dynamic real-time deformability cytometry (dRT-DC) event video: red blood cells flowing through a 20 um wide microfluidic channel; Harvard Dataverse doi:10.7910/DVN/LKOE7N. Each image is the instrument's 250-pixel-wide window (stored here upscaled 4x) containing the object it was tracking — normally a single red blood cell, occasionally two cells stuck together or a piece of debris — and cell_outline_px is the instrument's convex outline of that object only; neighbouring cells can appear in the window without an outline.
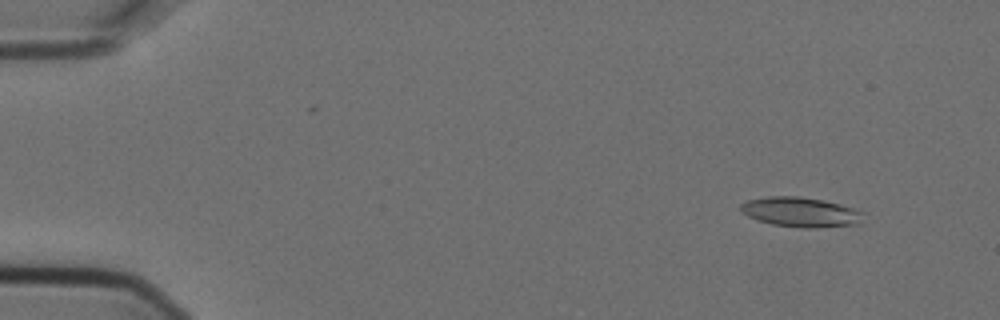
{"species": "Egyptian fruit bat (a non-hibernating species)", "species_latin": "Rousettus aegyptiacus", "temperature_condition": "cold", "stored_images_in_passage": 6, "camera_frame_rate_fps": 3000, "um_per_image_px": 0.085, "animal": {"sex": "female"}, "frame": {"image": 1, "passage_image": 2, "time_ms": 0.333, "image_size_px": [1000, 320], "cell_outline_px": [[864, 212], [860, 224], [812, 228], [804, 228], [772, 224], [756, 220], [740, 212], [740, 204], [748, 200], [768, 196], [800, 196], [824, 200], [840, 204]], "centroid_in_image_um": [68.04, 18.02], "position_along_channel_um": 17.0, "area_um2": 21.39}}
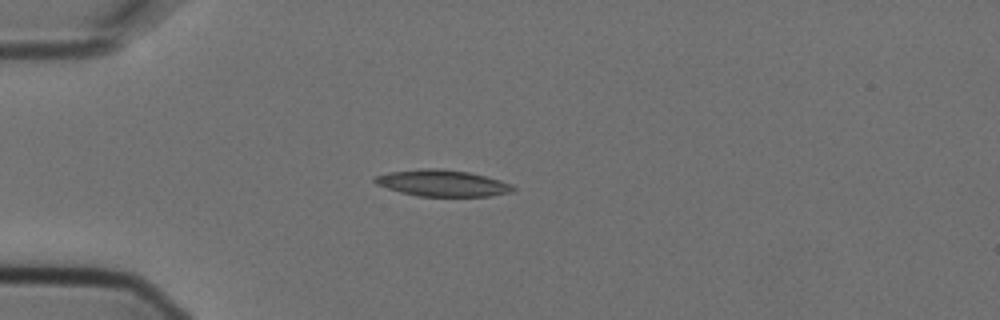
{"frame": {"image": 2, "passage_image": 5, "time_ms": 1.333, "image_size_px": [1000, 320], "cell_outline_px": [[516, 188], [512, 192], [488, 196], [416, 196], [400, 192], [376, 184], [372, 180], [376, 176], [388, 172], [424, 168], [436, 168], [468, 172], [500, 180], [512, 184]], "centroid_in_image_um": [37.59, 15.57], "position_along_channel_um": 47.4, "area_um2": 21.21}}